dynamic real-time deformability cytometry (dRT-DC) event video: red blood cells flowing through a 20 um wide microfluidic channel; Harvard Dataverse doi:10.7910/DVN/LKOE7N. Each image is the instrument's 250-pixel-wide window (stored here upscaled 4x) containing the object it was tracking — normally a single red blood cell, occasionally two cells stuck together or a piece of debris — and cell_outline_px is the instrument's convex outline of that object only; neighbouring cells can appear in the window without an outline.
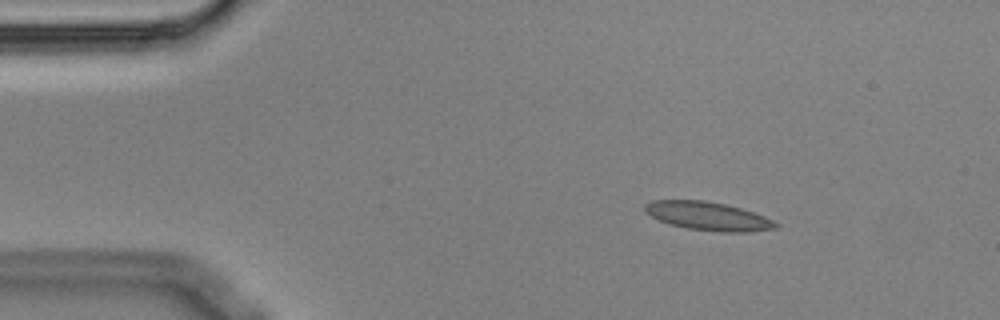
{"species": "Egyptian fruit bat (a non-hibernating species)", "species_latin": "Rousettus aegyptiacus", "temperature_condition": "cold", "stored_images_in_passage": 4, "camera_frame_rate_fps": 3000, "um_per_image_px": 0.085, "animal": {"sex": "male"}, "frame": {"image": 1, "passage_image": 2, "time_ms": 0.333, "image_size_px": [1000, 320], "cell_outline_px": [[780, 224], [776, 228], [748, 232], [720, 232], [688, 228], [668, 224], [644, 212], [644, 204], [652, 200], [704, 200], [724, 204], [740, 208], [764, 216]], "centroid_in_image_um": [60.16, 18.37], "position_along_channel_um": 24.8, "area_um2": 21.62}}